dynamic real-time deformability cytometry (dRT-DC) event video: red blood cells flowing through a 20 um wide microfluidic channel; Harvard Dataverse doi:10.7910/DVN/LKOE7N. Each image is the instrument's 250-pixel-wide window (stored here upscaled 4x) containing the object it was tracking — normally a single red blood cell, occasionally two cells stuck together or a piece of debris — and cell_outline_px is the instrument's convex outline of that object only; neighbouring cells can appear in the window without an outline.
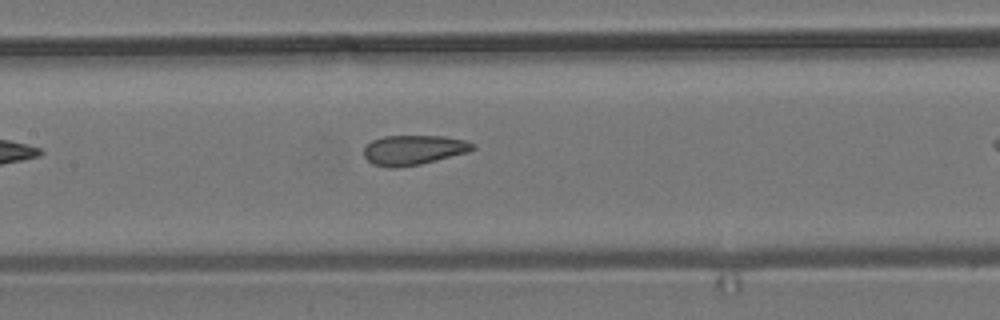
{"species": "common noctule bat (a hibernating species)", "species_latin": "Nyctalus noctula", "temperature_condition": "room temperature", "stored_images_in_passage": 7, "segment_of_instrument_passage": [1, 2], "camera_frame_rate_fps": 3000, "um_per_image_px": 0.085, "animal": {"sex": "male", "body_mass_g": 19.2, "forearm_length_mm": 51.8}, "frame": {"image": 1, "passage_image": 6, "time_ms": 6.333, "image_size_px": [1000, 320], "cell_outline_px": [[476, 148], [468, 152], [420, 164], [392, 168], [372, 164], [364, 156], [364, 148], [372, 140], [384, 136], [444, 136], [464, 140], [472, 144]], "centroid_in_image_um": [35.13, 12.74], "position_along_channel_um": 172.3, "area_um2": 18.67}}